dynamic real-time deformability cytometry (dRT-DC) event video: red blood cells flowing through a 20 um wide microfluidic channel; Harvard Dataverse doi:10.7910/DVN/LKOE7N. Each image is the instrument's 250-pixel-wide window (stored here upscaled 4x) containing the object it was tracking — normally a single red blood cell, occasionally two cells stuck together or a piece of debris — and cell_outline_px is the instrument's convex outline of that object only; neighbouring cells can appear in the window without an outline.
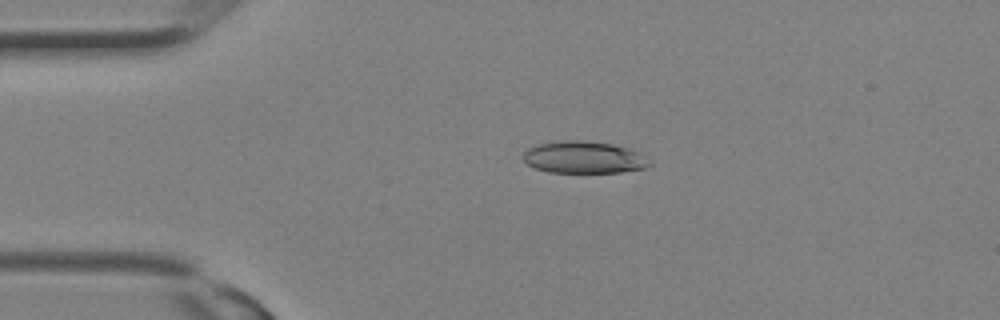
{"species": "Egyptian fruit bat (a non-hibernating species)", "species_latin": "Rousettus aegyptiacus", "temperature_condition": "room temperature", "stored_images_in_passage": 14, "camera_frame_rate_fps": 3000, "um_per_image_px": 0.085, "animal": {"sex": "female"}, "frame": {"image": 1, "passage_image": 4, "time_ms": 1.0, "image_size_px": [1000, 320], "cell_outline_px": [[652, 164], [644, 168], [620, 172], [548, 172], [536, 168], [528, 164], [524, 160], [524, 152], [528, 148], [536, 144], [560, 140], [580, 140], [612, 144], [628, 148], [652, 160]], "centroid_in_image_um": [49.62, 13.37], "position_along_channel_um": 35.4, "area_um2": 23.52}}
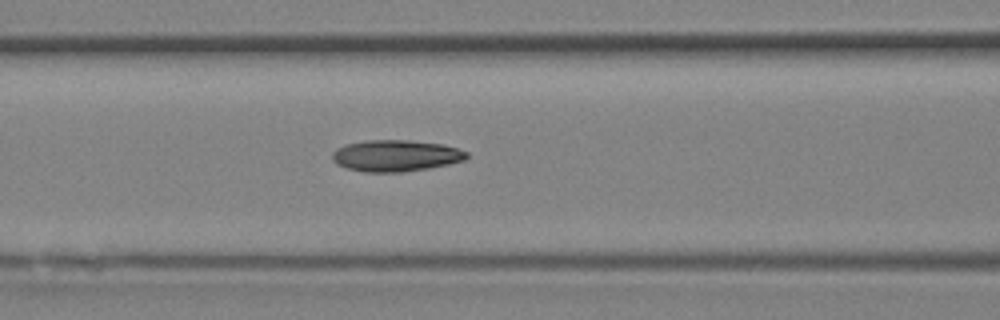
{"frame": {"image": 2, "passage_image": 10, "time_ms": 3.0, "image_size_px": [1000, 320], "cell_outline_px": [[468, 156], [464, 160], [448, 164], [428, 168], [400, 172], [364, 172], [348, 168], [336, 164], [332, 160], [332, 152], [336, 148], [344, 144], [368, 140], [408, 140], [444, 144], [468, 152]], "centroid_in_image_um": [33.61, 13.23], "position_along_channel_um": 133.0, "area_um2": 24.68}}
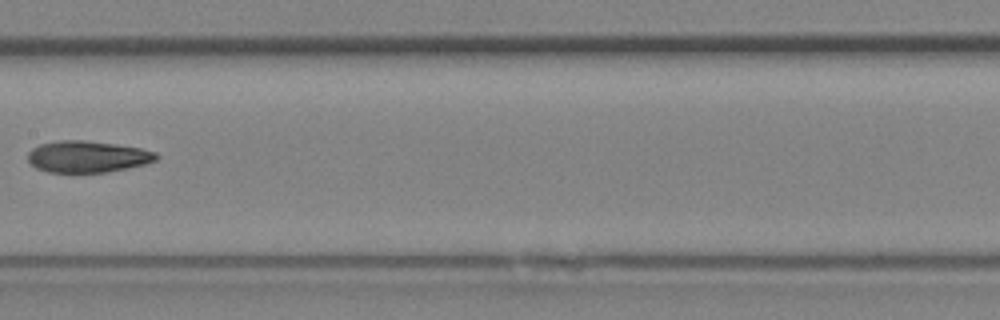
{"frame": {"image": 3, "passage_image": 13, "time_ms": 4.0, "image_size_px": [1000, 320], "cell_outline_px": [[160, 156], [156, 160], [144, 164], [128, 168], [108, 172], [48, 172], [36, 168], [28, 160], [28, 152], [32, 148], [40, 144], [60, 140], [84, 140], [116, 144], [140, 148], [156, 152]], "centroid_in_image_um": [7.44, 13.31], "position_along_channel_um": 200.0, "area_um2": 23.64}}